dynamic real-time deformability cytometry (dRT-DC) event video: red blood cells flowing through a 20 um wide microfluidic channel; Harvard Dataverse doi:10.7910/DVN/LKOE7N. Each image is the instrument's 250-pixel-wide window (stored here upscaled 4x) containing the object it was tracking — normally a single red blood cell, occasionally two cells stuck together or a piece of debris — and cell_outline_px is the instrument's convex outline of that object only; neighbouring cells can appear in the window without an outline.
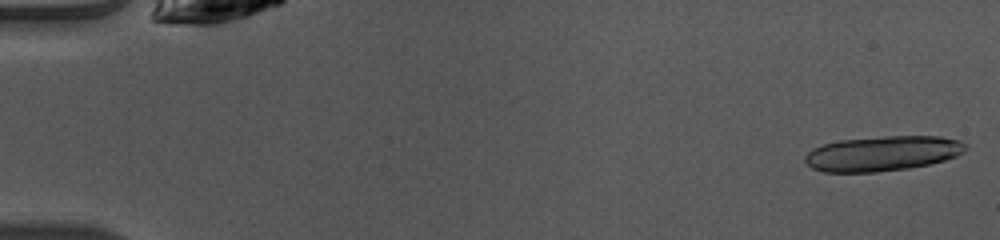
{"species": "common noctule bat (a hibernating species)", "species_latin": "Nyctalus noctula", "temperature_condition": "warm", "stored_images_in_passage": 49, "camera_frame_rate_fps": 3000, "um_per_image_px": 0.085, "animal": {"sex": "female", "body_mass_g": 10.0, "forearm_length_mm": 53.1}, "frame": {"image": 1, "passage_image": 1, "time_ms": 0.0, "image_size_px": [1000, 240], "cell_outline_px": [[968, 148], [964, 152], [956, 156], [944, 160], [928, 164], [908, 168], [876, 172], [824, 172], [812, 168], [804, 160], [804, 156], [812, 148], [824, 144], [840, 140], [884, 136], [940, 136], [960, 140]], "centroid_in_image_um": [75.01, 13.04], "position_along_channel_um": 10.0, "area_um2": 32.77}}
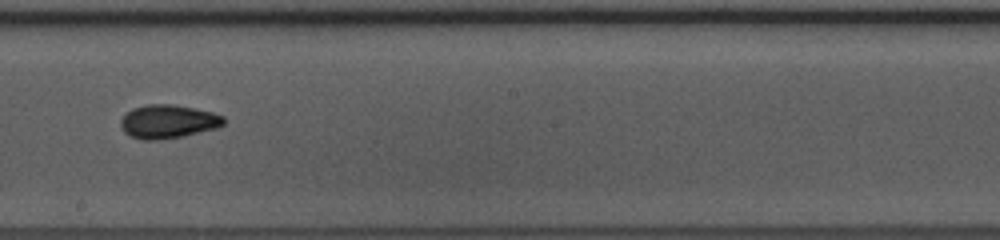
{"frame": {"image": 2, "passage_image": 28, "time_ms": 9.0, "image_size_px": [1000, 240], "cell_outline_px": [[224, 124], [216, 128], [184, 136], [156, 140], [140, 140], [128, 136], [120, 128], [120, 120], [132, 108], [148, 104], [172, 104], [212, 112], [224, 116]], "centroid_in_image_um": [14.24, 10.34], "position_along_channel_um": 234.0, "area_um2": 20.23}}
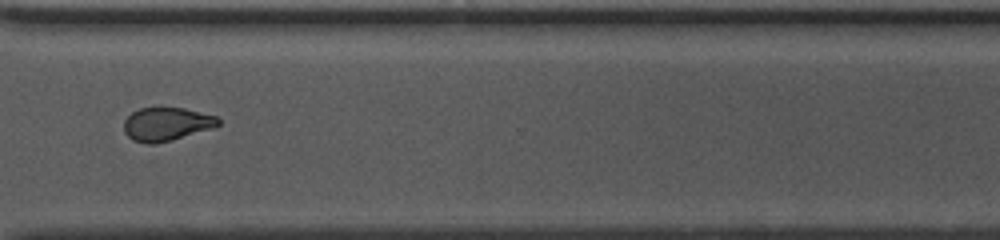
{"frame": {"image": 3, "passage_image": 37, "time_ms": 12.0, "image_size_px": [1000, 240], "cell_outline_px": [[220, 124], [212, 128], [156, 144], [148, 144], [132, 140], [124, 132], [124, 120], [132, 112], [140, 108], [184, 108], [216, 116], [220, 120]], "centroid_in_image_um": [14.13, 10.55], "position_along_channel_um": 356.5, "area_um2": 18.21}, "authors_computed_cell_mechanics": {"area_um2": 19.941, "velocity_mm_per_s": 4.0964, "shape_relaxation_time_tau1_ms": 2.519, "shape_relaxation_time_tau2_ms": 2.5894, "deformation_change_tau1": 0.1201, "deformation_change_tau2": 0.0834}}